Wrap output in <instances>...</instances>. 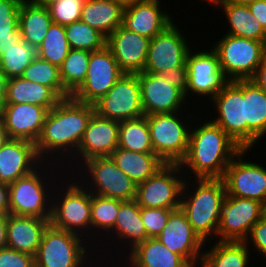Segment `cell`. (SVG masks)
<instances>
[{"label":"cell","mask_w":266,"mask_h":267,"mask_svg":"<svg viewBox=\"0 0 266 267\" xmlns=\"http://www.w3.org/2000/svg\"><path fill=\"white\" fill-rule=\"evenodd\" d=\"M94 113L93 104L79 102L71 96L61 99L49 110L35 143L39 158L64 166L76 154Z\"/></svg>","instance_id":"1"},{"label":"cell","mask_w":266,"mask_h":267,"mask_svg":"<svg viewBox=\"0 0 266 267\" xmlns=\"http://www.w3.org/2000/svg\"><path fill=\"white\" fill-rule=\"evenodd\" d=\"M196 116L198 123L192 124L188 150L179 165L186 178L222 179L242 148L210 118L203 121Z\"/></svg>","instance_id":"2"},{"label":"cell","mask_w":266,"mask_h":267,"mask_svg":"<svg viewBox=\"0 0 266 267\" xmlns=\"http://www.w3.org/2000/svg\"><path fill=\"white\" fill-rule=\"evenodd\" d=\"M225 196L226 187L223 179H185L180 208L193 230L206 243L205 246L212 240H217V229Z\"/></svg>","instance_id":"3"},{"label":"cell","mask_w":266,"mask_h":267,"mask_svg":"<svg viewBox=\"0 0 266 267\" xmlns=\"http://www.w3.org/2000/svg\"><path fill=\"white\" fill-rule=\"evenodd\" d=\"M65 172L61 165L43 162L32 173L8 184L9 213L51 219L53 191Z\"/></svg>","instance_id":"4"},{"label":"cell","mask_w":266,"mask_h":267,"mask_svg":"<svg viewBox=\"0 0 266 267\" xmlns=\"http://www.w3.org/2000/svg\"><path fill=\"white\" fill-rule=\"evenodd\" d=\"M50 224L91 241V193L73 174L66 173L54 188Z\"/></svg>","instance_id":"5"},{"label":"cell","mask_w":266,"mask_h":267,"mask_svg":"<svg viewBox=\"0 0 266 267\" xmlns=\"http://www.w3.org/2000/svg\"><path fill=\"white\" fill-rule=\"evenodd\" d=\"M187 111L146 116L153 152L165 164H179L186 156L191 127L196 117Z\"/></svg>","instance_id":"6"},{"label":"cell","mask_w":266,"mask_h":267,"mask_svg":"<svg viewBox=\"0 0 266 267\" xmlns=\"http://www.w3.org/2000/svg\"><path fill=\"white\" fill-rule=\"evenodd\" d=\"M94 250L83 236L49 224L34 256L35 267H83L96 254Z\"/></svg>","instance_id":"7"},{"label":"cell","mask_w":266,"mask_h":267,"mask_svg":"<svg viewBox=\"0 0 266 267\" xmlns=\"http://www.w3.org/2000/svg\"><path fill=\"white\" fill-rule=\"evenodd\" d=\"M74 172L73 176L92 194L122 201L136 197L137 184L117 167L111 156L88 159Z\"/></svg>","instance_id":"8"},{"label":"cell","mask_w":266,"mask_h":267,"mask_svg":"<svg viewBox=\"0 0 266 267\" xmlns=\"http://www.w3.org/2000/svg\"><path fill=\"white\" fill-rule=\"evenodd\" d=\"M214 45V46H213ZM211 46L228 81L252 79L266 54V41L223 34Z\"/></svg>","instance_id":"9"},{"label":"cell","mask_w":266,"mask_h":267,"mask_svg":"<svg viewBox=\"0 0 266 267\" xmlns=\"http://www.w3.org/2000/svg\"><path fill=\"white\" fill-rule=\"evenodd\" d=\"M185 179L179 164H165L137 184L135 200L140 207L179 209Z\"/></svg>","instance_id":"10"},{"label":"cell","mask_w":266,"mask_h":267,"mask_svg":"<svg viewBox=\"0 0 266 267\" xmlns=\"http://www.w3.org/2000/svg\"><path fill=\"white\" fill-rule=\"evenodd\" d=\"M199 47L197 49L193 47V52L190 50L186 58L188 76L187 101L190 102L188 98L195 99L196 95L195 102L201 97L206 102L208 100L207 103L210 104L209 101L222 90L228 80L220 69L217 53L211 47L208 50L200 49L201 51L198 49Z\"/></svg>","instance_id":"11"},{"label":"cell","mask_w":266,"mask_h":267,"mask_svg":"<svg viewBox=\"0 0 266 267\" xmlns=\"http://www.w3.org/2000/svg\"><path fill=\"white\" fill-rule=\"evenodd\" d=\"M210 102H212L215 109V114H213L215 117L213 118L211 115L209 118L239 147L246 149L243 80L228 81Z\"/></svg>","instance_id":"12"},{"label":"cell","mask_w":266,"mask_h":267,"mask_svg":"<svg viewBox=\"0 0 266 267\" xmlns=\"http://www.w3.org/2000/svg\"><path fill=\"white\" fill-rule=\"evenodd\" d=\"M104 238L106 240H101L100 243H97L99 245L94 246L96 248V254H100L101 252H103L101 253V255L107 256L111 252L112 254H109L108 256L116 257L117 255V258H123L126 253L131 251L135 246L149 238L145 231V226L141 220V207L137 204L135 199L129 201H122L120 203V208L117 214L114 228ZM116 245L120 247H117ZM110 246H112L113 249H116L113 250ZM103 247H107L108 249L106 248V250H109V253L107 251L104 252L103 249L105 248ZM112 250L113 252L116 251V255L112 252ZM117 250H121L119 251L121 252L120 255Z\"/></svg>","instance_id":"13"},{"label":"cell","mask_w":266,"mask_h":267,"mask_svg":"<svg viewBox=\"0 0 266 267\" xmlns=\"http://www.w3.org/2000/svg\"><path fill=\"white\" fill-rule=\"evenodd\" d=\"M250 149H242L229 163L222 178L226 195L247 198L264 204L266 201V168L248 157Z\"/></svg>","instance_id":"14"},{"label":"cell","mask_w":266,"mask_h":267,"mask_svg":"<svg viewBox=\"0 0 266 267\" xmlns=\"http://www.w3.org/2000/svg\"><path fill=\"white\" fill-rule=\"evenodd\" d=\"M119 125V121L101 117L95 112L84 131L76 154L63 166L67 169L66 173H74L88 159L111 156L118 147Z\"/></svg>","instance_id":"15"},{"label":"cell","mask_w":266,"mask_h":267,"mask_svg":"<svg viewBox=\"0 0 266 267\" xmlns=\"http://www.w3.org/2000/svg\"><path fill=\"white\" fill-rule=\"evenodd\" d=\"M175 23L150 40L143 72L160 74L186 63L187 54L193 46L189 44L188 35Z\"/></svg>","instance_id":"16"},{"label":"cell","mask_w":266,"mask_h":267,"mask_svg":"<svg viewBox=\"0 0 266 267\" xmlns=\"http://www.w3.org/2000/svg\"><path fill=\"white\" fill-rule=\"evenodd\" d=\"M93 105L99 116L119 122L144 116L138 74H124Z\"/></svg>","instance_id":"17"},{"label":"cell","mask_w":266,"mask_h":267,"mask_svg":"<svg viewBox=\"0 0 266 267\" xmlns=\"http://www.w3.org/2000/svg\"><path fill=\"white\" fill-rule=\"evenodd\" d=\"M264 204L226 195L217 229L218 241H244L252 226L263 217Z\"/></svg>","instance_id":"18"},{"label":"cell","mask_w":266,"mask_h":267,"mask_svg":"<svg viewBox=\"0 0 266 267\" xmlns=\"http://www.w3.org/2000/svg\"><path fill=\"white\" fill-rule=\"evenodd\" d=\"M123 75L111 51L105 46L101 50L91 52L86 78L71 97L79 102L94 104Z\"/></svg>","instance_id":"19"},{"label":"cell","mask_w":266,"mask_h":267,"mask_svg":"<svg viewBox=\"0 0 266 267\" xmlns=\"http://www.w3.org/2000/svg\"><path fill=\"white\" fill-rule=\"evenodd\" d=\"M170 251L181 255L192 267H199L205 242L193 230L181 208L173 210L157 236Z\"/></svg>","instance_id":"20"},{"label":"cell","mask_w":266,"mask_h":267,"mask_svg":"<svg viewBox=\"0 0 266 267\" xmlns=\"http://www.w3.org/2000/svg\"><path fill=\"white\" fill-rule=\"evenodd\" d=\"M138 81L144 116L186 111L188 105H191L179 89L159 74L142 72L138 74Z\"/></svg>","instance_id":"21"},{"label":"cell","mask_w":266,"mask_h":267,"mask_svg":"<svg viewBox=\"0 0 266 267\" xmlns=\"http://www.w3.org/2000/svg\"><path fill=\"white\" fill-rule=\"evenodd\" d=\"M150 40L121 25L106 38V47L124 74H139L145 67Z\"/></svg>","instance_id":"22"},{"label":"cell","mask_w":266,"mask_h":267,"mask_svg":"<svg viewBox=\"0 0 266 267\" xmlns=\"http://www.w3.org/2000/svg\"><path fill=\"white\" fill-rule=\"evenodd\" d=\"M161 0H138L124 9L122 26L150 39L162 33L174 22ZM161 5V6H160Z\"/></svg>","instance_id":"23"},{"label":"cell","mask_w":266,"mask_h":267,"mask_svg":"<svg viewBox=\"0 0 266 267\" xmlns=\"http://www.w3.org/2000/svg\"><path fill=\"white\" fill-rule=\"evenodd\" d=\"M49 110L27 103L4 104L0 110L10 139H23L36 143Z\"/></svg>","instance_id":"24"},{"label":"cell","mask_w":266,"mask_h":267,"mask_svg":"<svg viewBox=\"0 0 266 267\" xmlns=\"http://www.w3.org/2000/svg\"><path fill=\"white\" fill-rule=\"evenodd\" d=\"M42 163L35 143L10 139L0 148V182L10 184L32 173Z\"/></svg>","instance_id":"25"},{"label":"cell","mask_w":266,"mask_h":267,"mask_svg":"<svg viewBox=\"0 0 266 267\" xmlns=\"http://www.w3.org/2000/svg\"><path fill=\"white\" fill-rule=\"evenodd\" d=\"M50 219L8 214L7 247L35 256Z\"/></svg>","instance_id":"26"},{"label":"cell","mask_w":266,"mask_h":267,"mask_svg":"<svg viewBox=\"0 0 266 267\" xmlns=\"http://www.w3.org/2000/svg\"><path fill=\"white\" fill-rule=\"evenodd\" d=\"M246 149H254L266 136V93L251 79L243 80Z\"/></svg>","instance_id":"27"},{"label":"cell","mask_w":266,"mask_h":267,"mask_svg":"<svg viewBox=\"0 0 266 267\" xmlns=\"http://www.w3.org/2000/svg\"><path fill=\"white\" fill-rule=\"evenodd\" d=\"M126 267H192L181 255L170 251L160 240L148 238L124 257Z\"/></svg>","instance_id":"28"},{"label":"cell","mask_w":266,"mask_h":267,"mask_svg":"<svg viewBox=\"0 0 266 267\" xmlns=\"http://www.w3.org/2000/svg\"><path fill=\"white\" fill-rule=\"evenodd\" d=\"M211 6H214L215 9L222 8L219 12L225 14L226 23H228L226 24L227 31L225 30L226 33L224 34L266 41V31L247 5L237 4L229 0H215Z\"/></svg>","instance_id":"29"},{"label":"cell","mask_w":266,"mask_h":267,"mask_svg":"<svg viewBox=\"0 0 266 267\" xmlns=\"http://www.w3.org/2000/svg\"><path fill=\"white\" fill-rule=\"evenodd\" d=\"M61 98L49 87L21 76L8 78L5 104L27 103L52 109Z\"/></svg>","instance_id":"30"},{"label":"cell","mask_w":266,"mask_h":267,"mask_svg":"<svg viewBox=\"0 0 266 267\" xmlns=\"http://www.w3.org/2000/svg\"><path fill=\"white\" fill-rule=\"evenodd\" d=\"M53 23L46 5L22 1L19 14V28L22 40L37 49L43 42Z\"/></svg>","instance_id":"31"},{"label":"cell","mask_w":266,"mask_h":267,"mask_svg":"<svg viewBox=\"0 0 266 267\" xmlns=\"http://www.w3.org/2000/svg\"><path fill=\"white\" fill-rule=\"evenodd\" d=\"M204 247L199 267H248L251 253L244 241H218Z\"/></svg>","instance_id":"32"},{"label":"cell","mask_w":266,"mask_h":267,"mask_svg":"<svg viewBox=\"0 0 266 267\" xmlns=\"http://www.w3.org/2000/svg\"><path fill=\"white\" fill-rule=\"evenodd\" d=\"M124 9L110 0H85L80 20L107 38L122 25Z\"/></svg>","instance_id":"33"},{"label":"cell","mask_w":266,"mask_h":267,"mask_svg":"<svg viewBox=\"0 0 266 267\" xmlns=\"http://www.w3.org/2000/svg\"><path fill=\"white\" fill-rule=\"evenodd\" d=\"M111 158L136 184L144 182L165 165L155 153H137L119 147Z\"/></svg>","instance_id":"34"},{"label":"cell","mask_w":266,"mask_h":267,"mask_svg":"<svg viewBox=\"0 0 266 267\" xmlns=\"http://www.w3.org/2000/svg\"><path fill=\"white\" fill-rule=\"evenodd\" d=\"M121 202L122 200L91 193V244L93 246H96L98 241L104 240V236L114 228Z\"/></svg>","instance_id":"35"},{"label":"cell","mask_w":266,"mask_h":267,"mask_svg":"<svg viewBox=\"0 0 266 267\" xmlns=\"http://www.w3.org/2000/svg\"><path fill=\"white\" fill-rule=\"evenodd\" d=\"M118 147L137 153H154L146 116L120 121Z\"/></svg>","instance_id":"36"},{"label":"cell","mask_w":266,"mask_h":267,"mask_svg":"<svg viewBox=\"0 0 266 267\" xmlns=\"http://www.w3.org/2000/svg\"><path fill=\"white\" fill-rule=\"evenodd\" d=\"M90 51L70 49L59 67L60 79L64 89L72 95L84 82L88 70Z\"/></svg>","instance_id":"37"},{"label":"cell","mask_w":266,"mask_h":267,"mask_svg":"<svg viewBox=\"0 0 266 267\" xmlns=\"http://www.w3.org/2000/svg\"><path fill=\"white\" fill-rule=\"evenodd\" d=\"M21 77L51 88L61 99L71 96L63 87L59 68L38 56L24 69Z\"/></svg>","instance_id":"38"},{"label":"cell","mask_w":266,"mask_h":267,"mask_svg":"<svg viewBox=\"0 0 266 267\" xmlns=\"http://www.w3.org/2000/svg\"><path fill=\"white\" fill-rule=\"evenodd\" d=\"M70 49L64 26L52 23L36 52L38 57L59 68Z\"/></svg>","instance_id":"39"},{"label":"cell","mask_w":266,"mask_h":267,"mask_svg":"<svg viewBox=\"0 0 266 267\" xmlns=\"http://www.w3.org/2000/svg\"><path fill=\"white\" fill-rule=\"evenodd\" d=\"M71 49L98 51L106 46V37L82 20L64 26Z\"/></svg>","instance_id":"40"},{"label":"cell","mask_w":266,"mask_h":267,"mask_svg":"<svg viewBox=\"0 0 266 267\" xmlns=\"http://www.w3.org/2000/svg\"><path fill=\"white\" fill-rule=\"evenodd\" d=\"M36 56V49L22 40L0 56V68L8 78L21 76Z\"/></svg>","instance_id":"41"},{"label":"cell","mask_w":266,"mask_h":267,"mask_svg":"<svg viewBox=\"0 0 266 267\" xmlns=\"http://www.w3.org/2000/svg\"><path fill=\"white\" fill-rule=\"evenodd\" d=\"M85 0H52L46 4L53 23L67 25L81 18Z\"/></svg>","instance_id":"42"},{"label":"cell","mask_w":266,"mask_h":267,"mask_svg":"<svg viewBox=\"0 0 266 267\" xmlns=\"http://www.w3.org/2000/svg\"><path fill=\"white\" fill-rule=\"evenodd\" d=\"M173 209L141 207V220L149 238L157 237L166 226Z\"/></svg>","instance_id":"43"},{"label":"cell","mask_w":266,"mask_h":267,"mask_svg":"<svg viewBox=\"0 0 266 267\" xmlns=\"http://www.w3.org/2000/svg\"><path fill=\"white\" fill-rule=\"evenodd\" d=\"M21 0H0V36L10 35L19 28Z\"/></svg>","instance_id":"44"},{"label":"cell","mask_w":266,"mask_h":267,"mask_svg":"<svg viewBox=\"0 0 266 267\" xmlns=\"http://www.w3.org/2000/svg\"><path fill=\"white\" fill-rule=\"evenodd\" d=\"M244 242L252 255L255 252L258 254L257 258L261 256L260 259L262 258L266 263V218L264 216L252 226Z\"/></svg>","instance_id":"45"},{"label":"cell","mask_w":266,"mask_h":267,"mask_svg":"<svg viewBox=\"0 0 266 267\" xmlns=\"http://www.w3.org/2000/svg\"><path fill=\"white\" fill-rule=\"evenodd\" d=\"M0 267H35L34 256L8 247L0 248Z\"/></svg>","instance_id":"46"},{"label":"cell","mask_w":266,"mask_h":267,"mask_svg":"<svg viewBox=\"0 0 266 267\" xmlns=\"http://www.w3.org/2000/svg\"><path fill=\"white\" fill-rule=\"evenodd\" d=\"M159 75L162 79L179 89L185 95L187 100L188 76L186 63L180 67H172Z\"/></svg>","instance_id":"47"},{"label":"cell","mask_w":266,"mask_h":267,"mask_svg":"<svg viewBox=\"0 0 266 267\" xmlns=\"http://www.w3.org/2000/svg\"><path fill=\"white\" fill-rule=\"evenodd\" d=\"M22 41L20 28L14 31L10 35L0 36V56L7 50L15 47V44H19Z\"/></svg>","instance_id":"48"},{"label":"cell","mask_w":266,"mask_h":267,"mask_svg":"<svg viewBox=\"0 0 266 267\" xmlns=\"http://www.w3.org/2000/svg\"><path fill=\"white\" fill-rule=\"evenodd\" d=\"M247 6L254 17L258 19L263 29L266 31V0H256Z\"/></svg>","instance_id":"49"},{"label":"cell","mask_w":266,"mask_h":267,"mask_svg":"<svg viewBox=\"0 0 266 267\" xmlns=\"http://www.w3.org/2000/svg\"><path fill=\"white\" fill-rule=\"evenodd\" d=\"M98 257V258H97ZM107 258H109V257H106V256H102L101 254H99V256L98 255H96V257H95V255H93V258H91L83 267H112V266H114V267H126V264H125V260L124 259H122V258H118L119 259V261H117L118 259L116 258H113V257H110L109 259H108V261H109V263H108V261H107ZM94 261H93V260ZM120 259H122V260H120ZM96 260V261H95ZM98 260H99V262H98ZM115 262H114V261ZM101 261H103V262H101ZM110 261L112 262V263H110ZM122 261V262H121ZM94 262V263H93ZM107 263L106 265L107 266H105V264L104 263ZM117 262V263H116ZM98 263V264H97ZM115 263V264H114ZM120 263H122V265L120 266ZM109 264V265H108ZM112 264V265H111ZM118 264H119V266H118ZM95 265V266H94Z\"/></svg>","instance_id":"50"},{"label":"cell","mask_w":266,"mask_h":267,"mask_svg":"<svg viewBox=\"0 0 266 267\" xmlns=\"http://www.w3.org/2000/svg\"><path fill=\"white\" fill-rule=\"evenodd\" d=\"M251 80H253L266 93V54L263 56L262 61Z\"/></svg>","instance_id":"51"},{"label":"cell","mask_w":266,"mask_h":267,"mask_svg":"<svg viewBox=\"0 0 266 267\" xmlns=\"http://www.w3.org/2000/svg\"><path fill=\"white\" fill-rule=\"evenodd\" d=\"M9 214V187L0 182V215Z\"/></svg>","instance_id":"52"},{"label":"cell","mask_w":266,"mask_h":267,"mask_svg":"<svg viewBox=\"0 0 266 267\" xmlns=\"http://www.w3.org/2000/svg\"><path fill=\"white\" fill-rule=\"evenodd\" d=\"M8 215H0V248L7 247Z\"/></svg>","instance_id":"53"},{"label":"cell","mask_w":266,"mask_h":267,"mask_svg":"<svg viewBox=\"0 0 266 267\" xmlns=\"http://www.w3.org/2000/svg\"><path fill=\"white\" fill-rule=\"evenodd\" d=\"M8 77L0 68V110L5 104Z\"/></svg>","instance_id":"54"},{"label":"cell","mask_w":266,"mask_h":267,"mask_svg":"<svg viewBox=\"0 0 266 267\" xmlns=\"http://www.w3.org/2000/svg\"><path fill=\"white\" fill-rule=\"evenodd\" d=\"M10 140L3 119L0 117V148Z\"/></svg>","instance_id":"55"},{"label":"cell","mask_w":266,"mask_h":267,"mask_svg":"<svg viewBox=\"0 0 266 267\" xmlns=\"http://www.w3.org/2000/svg\"><path fill=\"white\" fill-rule=\"evenodd\" d=\"M110 1H113L114 3H118L123 8H127L138 0H110Z\"/></svg>","instance_id":"56"},{"label":"cell","mask_w":266,"mask_h":267,"mask_svg":"<svg viewBox=\"0 0 266 267\" xmlns=\"http://www.w3.org/2000/svg\"><path fill=\"white\" fill-rule=\"evenodd\" d=\"M229 1L237 3V4L248 5V4H250V3H252L253 1H256V0H229Z\"/></svg>","instance_id":"57"},{"label":"cell","mask_w":266,"mask_h":267,"mask_svg":"<svg viewBox=\"0 0 266 267\" xmlns=\"http://www.w3.org/2000/svg\"><path fill=\"white\" fill-rule=\"evenodd\" d=\"M50 1H52V0H31V2L41 4V5H46Z\"/></svg>","instance_id":"58"},{"label":"cell","mask_w":266,"mask_h":267,"mask_svg":"<svg viewBox=\"0 0 266 267\" xmlns=\"http://www.w3.org/2000/svg\"><path fill=\"white\" fill-rule=\"evenodd\" d=\"M263 216L266 218V201L264 202Z\"/></svg>","instance_id":"59"},{"label":"cell","mask_w":266,"mask_h":267,"mask_svg":"<svg viewBox=\"0 0 266 267\" xmlns=\"http://www.w3.org/2000/svg\"><path fill=\"white\" fill-rule=\"evenodd\" d=\"M203 1H205V3L207 2L208 4L210 3L212 5L215 0H203Z\"/></svg>","instance_id":"60"}]
</instances>
